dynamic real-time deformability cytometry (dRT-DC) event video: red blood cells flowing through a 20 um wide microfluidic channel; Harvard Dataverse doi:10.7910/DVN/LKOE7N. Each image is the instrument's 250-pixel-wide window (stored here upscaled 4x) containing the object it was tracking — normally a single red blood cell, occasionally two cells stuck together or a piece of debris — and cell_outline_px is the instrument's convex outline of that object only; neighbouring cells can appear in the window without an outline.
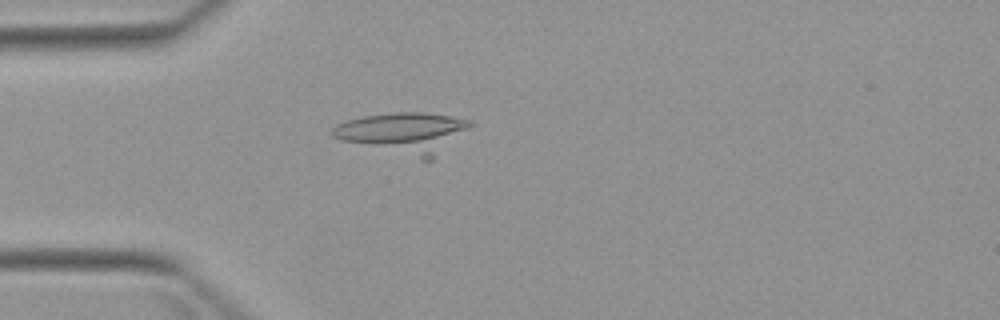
{"species": "Egyptian fruit bat (a non-hibernating species)", "species_latin": "Rousettus aegyptiacus", "temperature_condition": "warm", "stored_images_in_passage": 4, "camera_frame_rate_fps": 3000, "um_per_image_px": 0.085, "animal": {"sex": "female"}, "frame": {"image": 1, "passage_image": 4, "time_ms": 3.667, "image_size_px": [1000, 320], "cell_outline_px": [[472, 124], [468, 128], [428, 164], [344, 140], [332, 136], [328, 132], [336, 124], [348, 120], [364, 116], [392, 112], [424, 112], [472, 120]], "centroid_in_image_um": [34.31, 11.33], "position_along_channel_um": 50.7, "area_um2": 33.12}}